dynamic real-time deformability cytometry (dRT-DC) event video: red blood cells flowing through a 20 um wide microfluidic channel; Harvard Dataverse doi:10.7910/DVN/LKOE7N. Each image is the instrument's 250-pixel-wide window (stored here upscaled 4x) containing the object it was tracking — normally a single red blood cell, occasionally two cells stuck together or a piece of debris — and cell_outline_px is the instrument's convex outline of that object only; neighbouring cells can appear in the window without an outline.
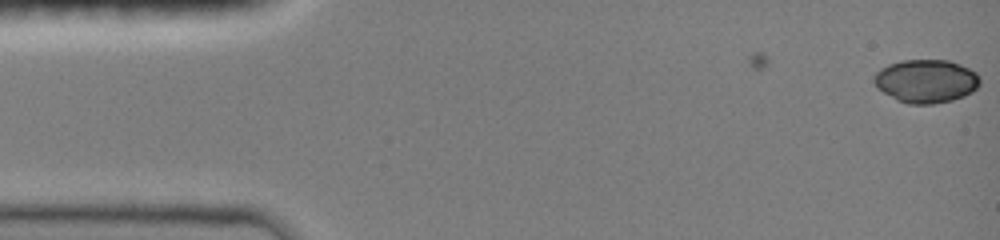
{"species": "common noctule bat (a hibernating species)", "species_latin": "Nyctalus noctula", "temperature_condition": "room temperature", "stored_images_in_passage": 5, "camera_frame_rate_fps": 3000, "um_per_image_px": 0.085, "animal": {"sex": "female", "body_mass_g": 19.0, "forearm_length_mm": 51.5}, "frame": {"image": 1, "passage_image": 5, "time_ms": 1.333, "image_size_px": [1000, 240], "cell_outline_px": [[980, 84], [972, 92], [964, 96], [952, 100], [932, 104], [908, 104], [896, 100], [876, 88], [872, 80], [872, 76], [880, 68], [888, 64], [900, 60], [948, 60], [960, 64], [976, 72], [980, 76]], "centroid_in_image_um": [78.68, 6.89], "position_along_channel_um": 6.3, "area_um2": 27.11}}